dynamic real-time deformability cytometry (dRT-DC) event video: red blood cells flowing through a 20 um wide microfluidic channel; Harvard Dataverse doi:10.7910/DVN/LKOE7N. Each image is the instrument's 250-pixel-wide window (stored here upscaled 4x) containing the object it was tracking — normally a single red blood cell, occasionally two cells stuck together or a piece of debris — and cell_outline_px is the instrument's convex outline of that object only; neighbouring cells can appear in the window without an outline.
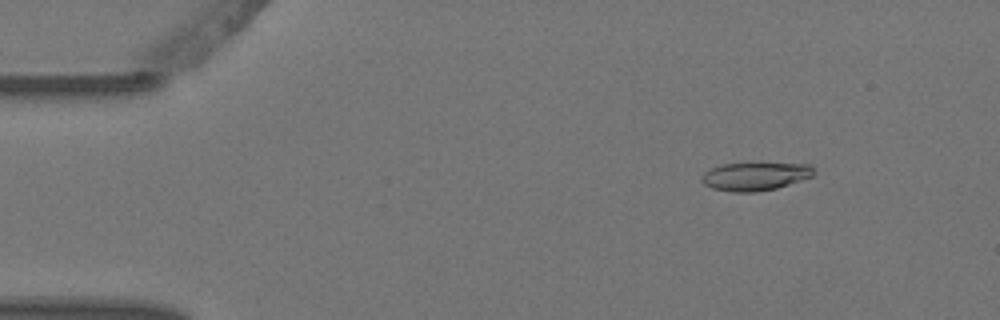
{"species": "Egyptian fruit bat (a non-hibernating species)", "species_latin": "Rousettus aegyptiacus", "temperature_condition": "warm", "stored_images_in_passage": 5, "camera_frame_rate_fps": 3000, "um_per_image_px": 0.085, "animal": {"sex": "female"}, "frame": {"image": 1, "passage_image": 2, "time_ms": 0.333, "image_size_px": [1000, 320], "cell_outline_px": [[816, 172], [812, 176], [776, 188], [756, 192], [732, 192], [712, 188], [704, 184], [700, 180], [704, 172], [720, 164], [812, 164]], "centroid_in_image_um": [64.17, 15.0], "position_along_channel_um": 20.8, "area_um2": 18.21}}